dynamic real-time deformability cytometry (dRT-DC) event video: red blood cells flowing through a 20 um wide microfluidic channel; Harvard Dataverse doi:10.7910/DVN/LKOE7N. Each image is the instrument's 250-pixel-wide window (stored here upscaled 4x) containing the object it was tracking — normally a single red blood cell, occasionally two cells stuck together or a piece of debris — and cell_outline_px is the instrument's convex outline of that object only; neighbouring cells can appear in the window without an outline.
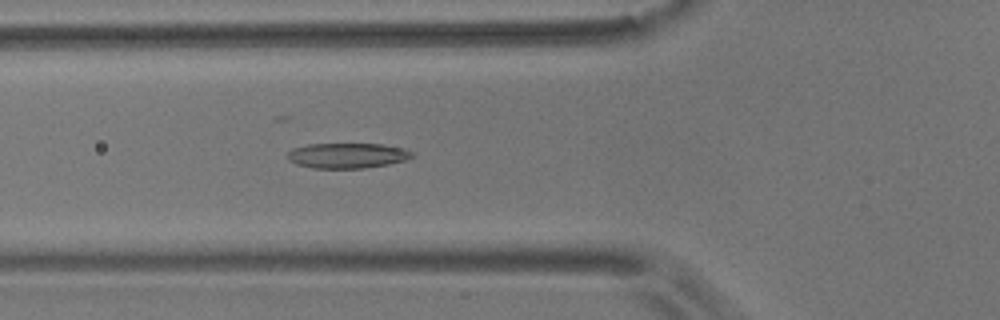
{"species": "common noctule bat (a hibernating species)", "species_latin": "Nyctalus noctula", "temperature_condition": "room temperature", "stored_images_in_passage": 41, "camera_frame_rate_fps": 3000, "um_per_image_px": 0.085, "animal": {"sex": "male", "body_mass_g": 17.9}, "frame": {"image": 1, "passage_image": 6, "time_ms": 1.667, "image_size_px": [1000, 320], "cell_outline_px": [[412, 156], [408, 160], [388, 164], [364, 168], [312, 168], [296, 164], [288, 160], [288, 152], [292, 148], [308, 144], [384, 144], [404, 148], [412, 152]], "centroid_in_image_um": [29.52, 13.22], "position_along_channel_um": 96.3, "area_um2": 18.38}}
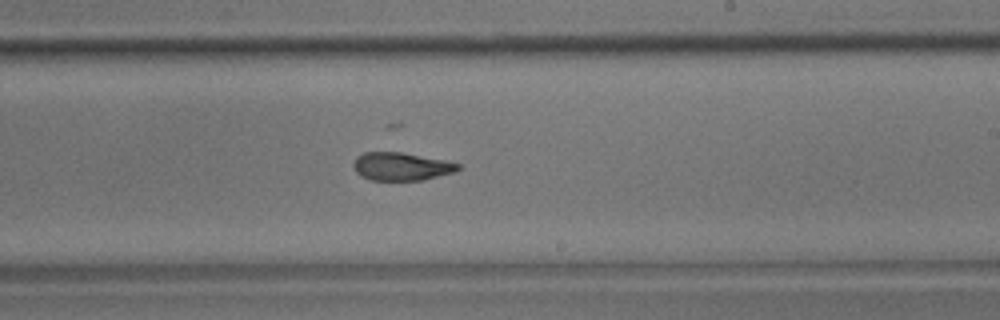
{"frame": {"image": 2, "passage_image": 19, "time_ms": 6.0, "image_size_px": [1000, 320], "cell_outline_px": [[460, 168], [456, 172], [424, 180], [368, 180], [360, 176], [356, 172], [352, 164], [356, 156], [364, 152], [400, 152], [444, 160], [460, 164]], "centroid_in_image_um": [34.09, 14.16], "position_along_channel_um": 254.9, "area_um2": 17.22}}
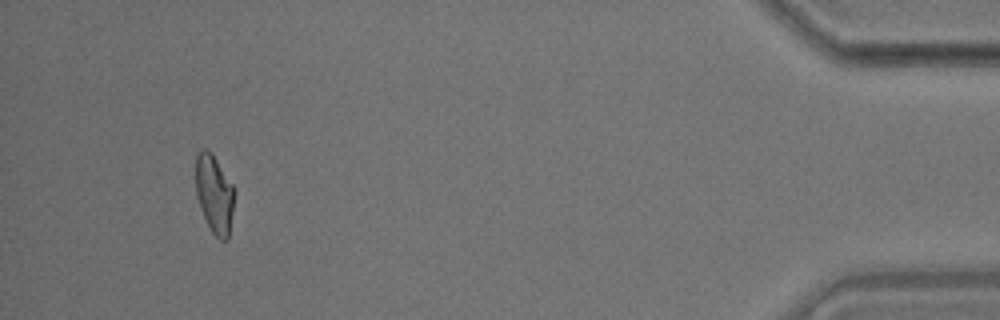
{"frame": {"image": 3, "passage_image": 38, "time_ms": 12.333, "image_size_px": [1000, 320], "cell_outline_px": [[236, 192], [228, 240], [220, 240], [212, 232], [200, 208], [196, 196], [196, 156], [200, 148], [208, 148], [212, 152], [236, 188]], "centroid_in_image_um": [18.24, 16.44], "position_along_channel_um": 417.0, "area_um2": 18.15}, "authors_computed_cell_mechanics": {"area_um2": 18.1492, "velocity_mm_per_s": 3.6511, "shape_relaxation_time_tau1_ms": 9.4695, "shape_relaxation_time_tau2_ms": 2.725, "deformation_change_tau1": 0.2224, "deformation_change_tau2": 0.0971}}